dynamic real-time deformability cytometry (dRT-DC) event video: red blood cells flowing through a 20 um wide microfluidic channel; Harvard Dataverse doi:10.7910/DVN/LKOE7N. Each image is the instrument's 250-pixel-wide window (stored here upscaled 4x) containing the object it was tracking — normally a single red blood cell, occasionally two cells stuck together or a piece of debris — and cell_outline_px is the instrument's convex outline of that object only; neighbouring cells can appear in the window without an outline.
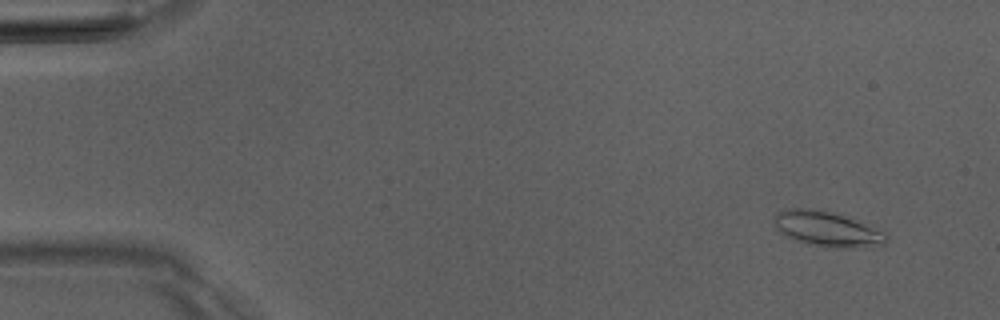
{"species": "Egyptian fruit bat (a non-hibernating species)", "species_latin": "Rousettus aegyptiacus", "temperature_condition": "room temperature", "stored_images_in_passage": 6, "camera_frame_rate_fps": 3000, "um_per_image_px": 0.085, "animal": {"sex": "male"}, "frame": {"image": 1, "passage_image": 1, "time_ms": 0.0, "image_size_px": [1000, 320], "cell_outline_px": [[888, 240], [884, 244], [864, 248], [844, 248], [808, 244], [792, 240], [780, 232], [776, 228], [772, 220], [776, 212], [792, 208], [824, 208], [884, 232], [888, 236]], "centroid_in_image_um": [70.26, 19.45], "position_along_channel_um": 14.7, "area_um2": 23.18}}